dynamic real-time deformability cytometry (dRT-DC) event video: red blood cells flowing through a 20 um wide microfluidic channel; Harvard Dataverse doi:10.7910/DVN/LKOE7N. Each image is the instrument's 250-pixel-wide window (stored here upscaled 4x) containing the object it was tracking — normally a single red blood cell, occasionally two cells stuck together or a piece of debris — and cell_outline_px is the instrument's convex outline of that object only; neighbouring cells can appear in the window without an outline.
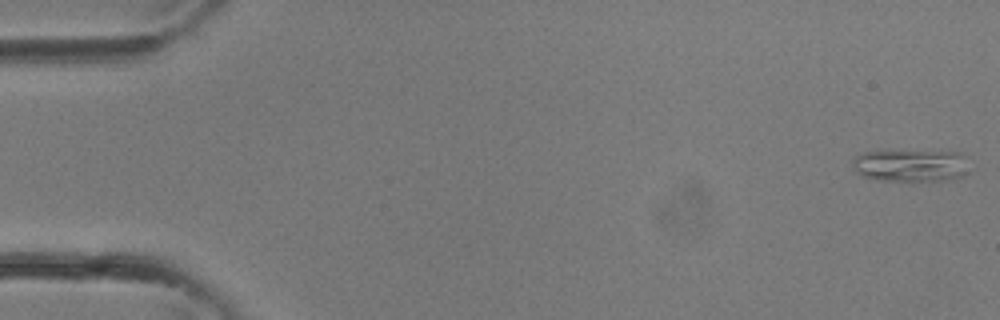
{"species": "common noctule bat (a hibernating species)", "species_latin": "Nyctalus noctula", "temperature_condition": "room temperature", "stored_images_in_passage": 34, "camera_frame_rate_fps": 3000, "um_per_image_px": 0.085, "animal": {"sex": "female"}, "frame": {"image": 1, "passage_image": 1, "time_ms": 0.0, "image_size_px": [1000, 320], "cell_outline_px": [[968, 172], [952, 180], [880, 180], [860, 176], [856, 172], [852, 164], [852, 156], [864, 152], [960, 152], [964, 156]], "centroid_in_image_um": [77.36, 14.08], "position_along_channel_um": 7.6, "area_um2": 21.62}}
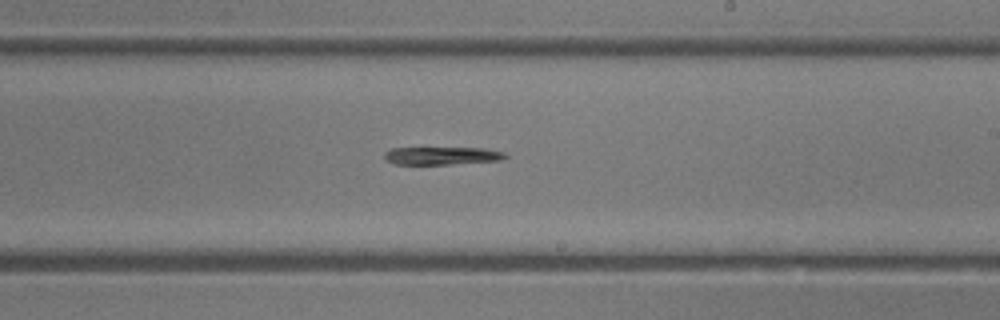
{"frame": {"image": 2, "passage_image": 20, "time_ms": 6.333, "image_size_px": [1000, 320], "cell_outline_px": [[508, 156], [504, 160], [452, 164], [396, 164], [388, 160], [384, 156], [384, 152], [392, 148], [484, 148], [504, 152]], "centroid_in_image_um": [37.62, 13.23], "position_along_channel_um": 251.4, "area_um2": 12.54}}
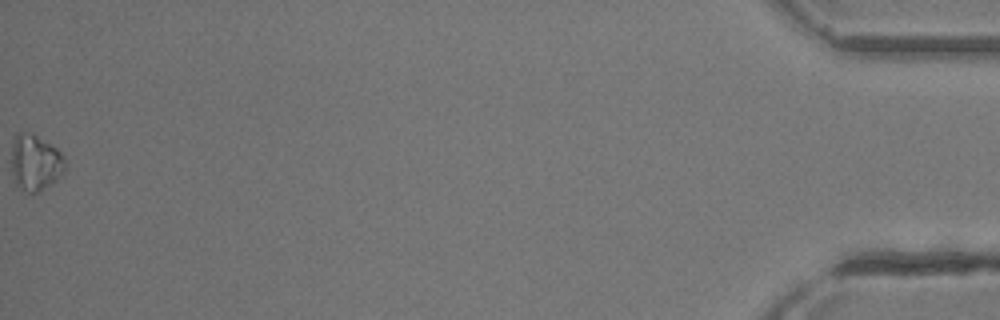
{"frame": {"image": 3, "passage_image": 34, "time_ms": 11.0, "image_size_px": [1000, 320], "cell_outline_px": [[64, 172], [52, 184], [40, 192], [24, 192], [16, 184], [12, 176], [12, 140], [20, 132], [32, 132], [56, 148], [64, 156]], "centroid_in_image_um": [2.99, 13.83], "position_along_channel_um": 432.2, "area_um2": 17.63}}